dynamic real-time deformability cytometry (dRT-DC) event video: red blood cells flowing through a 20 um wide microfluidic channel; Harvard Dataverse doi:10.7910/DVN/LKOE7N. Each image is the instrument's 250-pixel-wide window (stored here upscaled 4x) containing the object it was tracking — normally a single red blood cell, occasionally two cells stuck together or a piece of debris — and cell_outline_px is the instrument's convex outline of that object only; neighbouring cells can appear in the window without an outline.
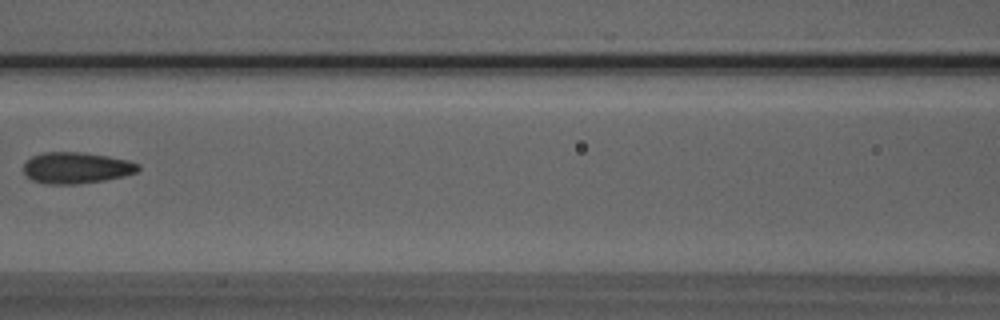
{"species": "Egyptian fruit bat (a non-hibernating species)", "species_latin": "Rousettus aegyptiacus", "temperature_condition": "room temperature", "stored_images_in_passage": 6, "camera_frame_rate_fps": 3000, "um_per_image_px": 0.085, "animal": {"sex": "male"}, "frame": {"image": 1, "passage_image": 6, "time_ms": 6.667, "image_size_px": [1000, 320], "cell_outline_px": [[140, 168], [136, 172], [124, 176], [104, 180], [76, 184], [48, 184], [32, 180], [24, 172], [24, 164], [32, 156], [44, 152], [80, 152], [108, 156], [128, 160], [140, 164]], "centroid_in_image_um": [6.5, 14.26], "position_along_channel_um": 160.1, "area_um2": 20.81}}